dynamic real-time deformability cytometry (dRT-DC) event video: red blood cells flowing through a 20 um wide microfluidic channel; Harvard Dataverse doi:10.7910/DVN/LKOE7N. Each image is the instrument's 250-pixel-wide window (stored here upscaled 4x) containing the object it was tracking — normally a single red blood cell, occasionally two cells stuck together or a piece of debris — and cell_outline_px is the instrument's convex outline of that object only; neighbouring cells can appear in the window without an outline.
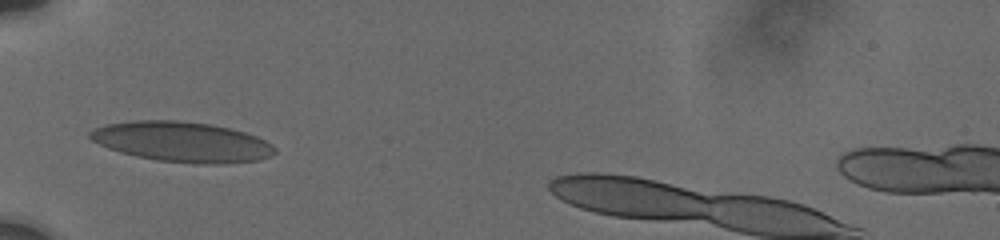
{"species": "human", "species_latin": "Homo sapiens", "temperature_condition": "cold", "stored_images_in_passage": 42, "camera_frame_rate_fps": 3000, "um_per_image_px": 0.085, "donor": {"sex": "male"}, "frame": {"image": 1, "passage_image": 1, "time_ms": 0.0, "image_size_px": [1000, 240], "cell_outline_px": [[276, 152], [272, 156], [260, 160], [224, 164], [192, 164], [156, 160], [136, 156], [120, 152], [108, 148], [92, 140], [88, 136], [88, 132], [96, 128], [108, 124], [136, 120], [176, 120], [212, 124], [244, 132], [256, 136], [272, 144], [276, 148]], "centroid_in_image_um": [15.51, 12.07], "position_along_channel_um": 69.5, "area_um2": 43.47}}
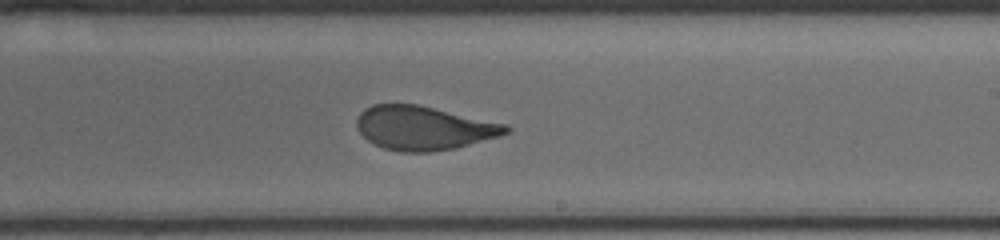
{"frame": {"image": 2, "passage_image": 23, "time_ms": 5.0, "image_size_px": [1000, 240], "cell_outline_px": [[512, 128], [508, 132], [500, 136], [456, 148], [428, 152], [400, 152], [384, 148], [368, 140], [360, 132], [356, 124], [356, 120], [360, 112], [364, 108], [372, 104], [416, 104], [508, 124]], "centroid_in_image_um": [36.03, 10.88], "position_along_channel_um": 253.0, "area_um2": 38.15}}
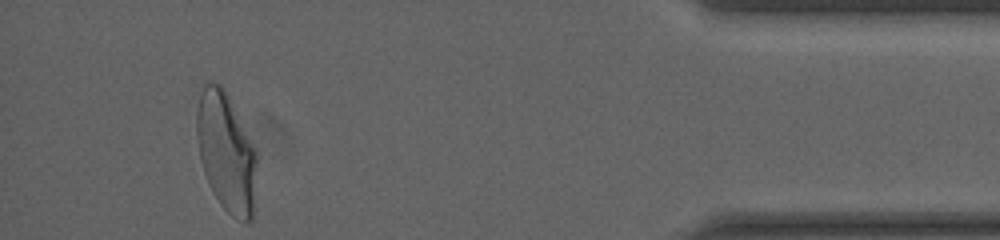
{"frame": {"image": 3, "passage_image": 41, "time_ms": 10.667, "image_size_px": [1000, 240], "cell_outline_px": [[256, 160], [252, 220], [244, 220], [232, 216], [220, 204], [204, 172], [200, 160], [196, 132], [196, 112], [204, 80], [220, 84], [224, 88], [256, 152]], "centroid_in_image_um": [19.19, 12.88], "position_along_channel_um": 416.0, "area_um2": 40.81}}